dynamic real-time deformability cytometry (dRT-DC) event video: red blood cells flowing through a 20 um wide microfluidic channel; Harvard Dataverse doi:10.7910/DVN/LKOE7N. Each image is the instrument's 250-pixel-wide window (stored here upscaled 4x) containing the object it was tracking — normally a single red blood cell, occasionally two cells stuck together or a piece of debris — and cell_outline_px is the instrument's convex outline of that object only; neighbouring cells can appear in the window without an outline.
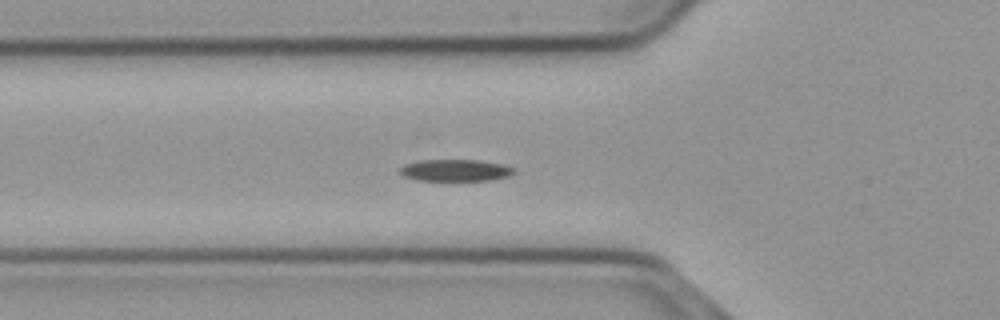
{"species": "common noctule bat (a hibernating species)", "species_latin": "Nyctalus noctula", "temperature_condition": "cold", "stored_images_in_passage": 40, "segment_of_instrument_passage": [1, 2], "camera_frame_rate_fps": 3000, "um_per_image_px": 0.085, "animal": {"sex": "male", "body_mass_g": 23.1, "forearm_length_mm": 52.7}, "frame": {"image": 1, "passage_image": 2, "time_ms": 0.333, "image_size_px": [1000, 320], "cell_outline_px": [[516, 172], [508, 176], [488, 180], [416, 180], [404, 176], [400, 172], [400, 168], [404, 164], [420, 160], [476, 160], [500, 164], [516, 168]], "centroid_in_image_um": [38.7, 14.47], "position_along_channel_um": 87.1, "area_um2": 14.33}}
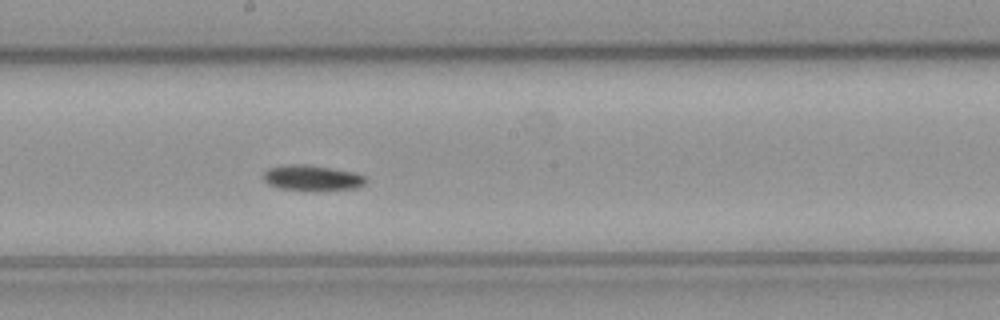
{"frame": {"image": 2, "passage_image": 13, "time_ms": 4.0, "image_size_px": [1000, 320], "cell_outline_px": [[368, 180], [364, 184], [356, 188], [316, 192], [280, 188], [268, 184], [264, 180], [264, 172], [268, 168], [288, 164], [304, 164], [352, 172], [364, 176]], "centroid_in_image_um": [26.53, 15.15], "position_along_channel_um": 221.7, "area_um2": 15.37}}
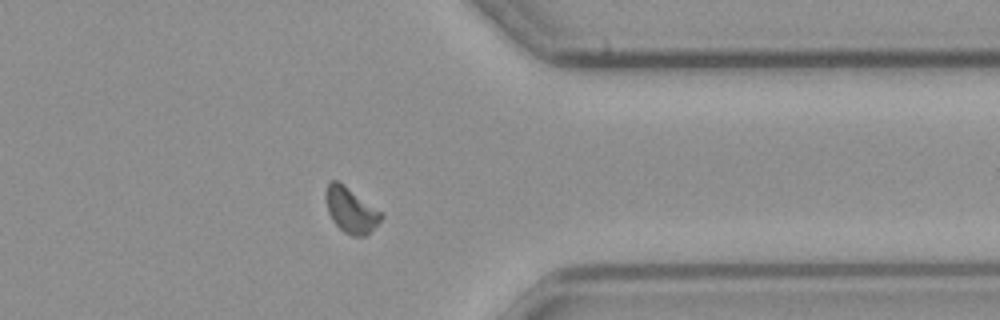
{"frame": {"image": 3, "passage_image": 27, "time_ms": 8.667, "image_size_px": [1000, 320], "cell_outline_px": [[384, 216], [364, 236], [352, 236], [344, 232], [332, 220], [328, 212], [324, 196], [324, 192], [328, 184], [332, 180], [336, 180], [344, 184], [380, 212]], "centroid_in_image_um": [29.76, 17.84], "position_along_channel_um": 381.6, "area_um2": 14.28}}